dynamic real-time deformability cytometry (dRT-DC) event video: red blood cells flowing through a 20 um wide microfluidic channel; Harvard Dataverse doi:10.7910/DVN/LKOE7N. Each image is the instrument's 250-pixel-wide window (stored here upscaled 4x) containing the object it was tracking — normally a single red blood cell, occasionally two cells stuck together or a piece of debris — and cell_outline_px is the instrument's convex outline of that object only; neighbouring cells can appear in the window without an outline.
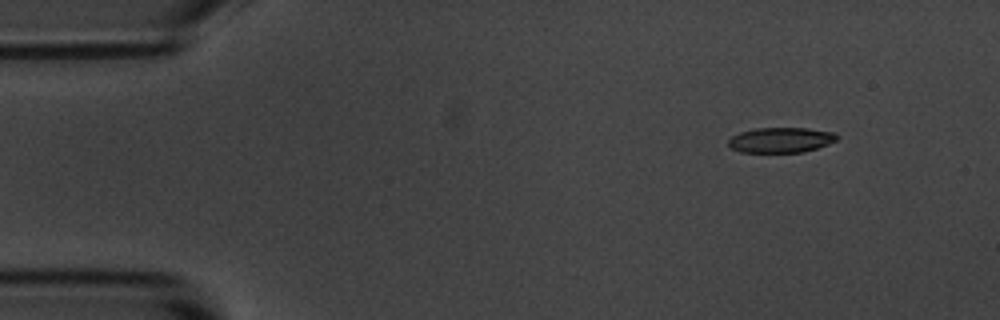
{"species": "common noctule bat (a hibernating species)", "species_latin": "Nyctalus noctula", "temperature_condition": "room temperature", "stored_images_in_passage": 3, "camera_frame_rate_fps": 3000, "um_per_image_px": 0.085, "animal": {"sex": "male", "body_mass_g": 20.1, "forearm_length_mm": 53.5}, "frame": {"image": 1, "passage_image": 1, "time_ms": 0.0, "image_size_px": [1000, 320], "cell_outline_px": [[840, 136], [836, 140], [828, 144], [804, 152], [740, 152], [732, 148], [728, 144], [728, 140], [732, 136], [740, 132], [756, 128], [808, 128], [836, 132]], "centroid_in_image_um": [66.4, 11.89], "position_along_channel_um": 18.6, "area_um2": 16.01}}